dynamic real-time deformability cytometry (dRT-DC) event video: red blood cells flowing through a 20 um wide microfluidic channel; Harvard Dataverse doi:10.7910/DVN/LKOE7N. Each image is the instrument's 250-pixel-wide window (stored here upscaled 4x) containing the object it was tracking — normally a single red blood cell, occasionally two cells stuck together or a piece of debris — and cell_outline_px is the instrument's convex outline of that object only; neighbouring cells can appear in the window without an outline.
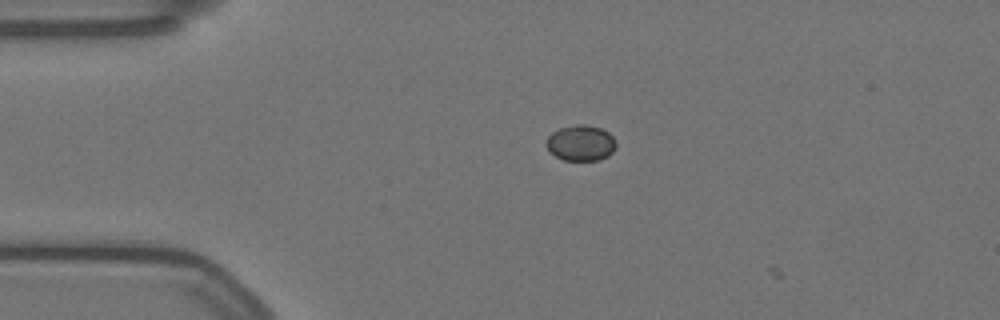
{"species": "Egyptian fruit bat (a non-hibernating species)", "species_latin": "Rousettus aegyptiacus", "temperature_condition": "warm", "stored_images_in_passage": 5, "camera_frame_rate_fps": 3000, "um_per_image_px": 0.085, "animal": {"sex": "female"}, "frame": {"image": 1, "passage_image": 4, "time_ms": 1.0, "image_size_px": [1000, 320], "cell_outline_px": [[616, 148], [608, 156], [600, 160], [564, 160], [548, 152], [544, 144], [548, 136], [552, 132], [560, 128], [576, 124], [588, 124], [600, 128], [608, 132], [616, 140]], "centroid_in_image_um": [49.35, 12.15], "position_along_channel_um": 35.6, "area_um2": 14.8}}